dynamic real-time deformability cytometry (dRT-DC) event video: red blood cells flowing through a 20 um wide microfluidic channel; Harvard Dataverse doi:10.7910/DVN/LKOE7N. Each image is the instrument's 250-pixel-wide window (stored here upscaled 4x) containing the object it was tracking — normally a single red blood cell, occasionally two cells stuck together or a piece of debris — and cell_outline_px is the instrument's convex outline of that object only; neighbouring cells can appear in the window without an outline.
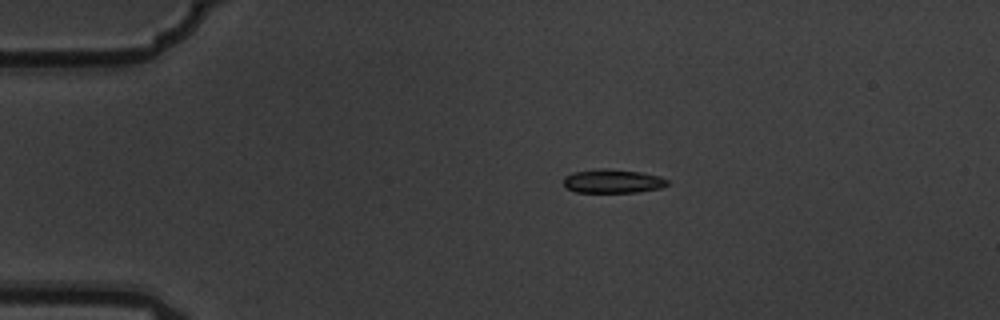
{"species": "common noctule bat (a hibernating species)", "species_latin": "Nyctalus noctula", "temperature_condition": "warm", "stored_images_in_passage": 6, "camera_frame_rate_fps": 3000, "um_per_image_px": 0.085, "animal": {"sex": "male", "body_mass_g": 19.5, "forearm_length_mm": 54.6}, "frame": {"image": 1, "passage_image": 4, "time_ms": 1.0, "image_size_px": [1000, 320], "cell_outline_px": [[668, 184], [660, 188], [636, 192], [576, 192], [568, 188], [564, 184], [564, 176], [576, 172], [604, 168], [640, 172], [660, 176], [668, 180]], "centroid_in_image_um": [52.1, 15.4], "position_along_channel_um": 32.9, "area_um2": 14.16}}
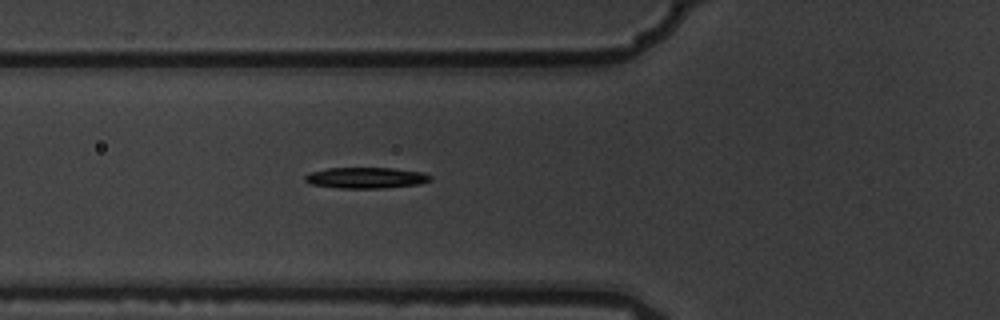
{"frame": {"image": 2, "passage_image": 6, "time_ms": 1.667, "image_size_px": [1000, 320], "cell_outline_px": [[432, 180], [420, 184], [384, 188], [340, 188], [312, 184], [304, 180], [304, 176], [312, 172], [328, 168], [392, 168], [424, 172], [432, 176]], "centroid_in_image_um": [31.16, 15.11], "position_along_channel_um": 94.6, "area_um2": 15.32}}